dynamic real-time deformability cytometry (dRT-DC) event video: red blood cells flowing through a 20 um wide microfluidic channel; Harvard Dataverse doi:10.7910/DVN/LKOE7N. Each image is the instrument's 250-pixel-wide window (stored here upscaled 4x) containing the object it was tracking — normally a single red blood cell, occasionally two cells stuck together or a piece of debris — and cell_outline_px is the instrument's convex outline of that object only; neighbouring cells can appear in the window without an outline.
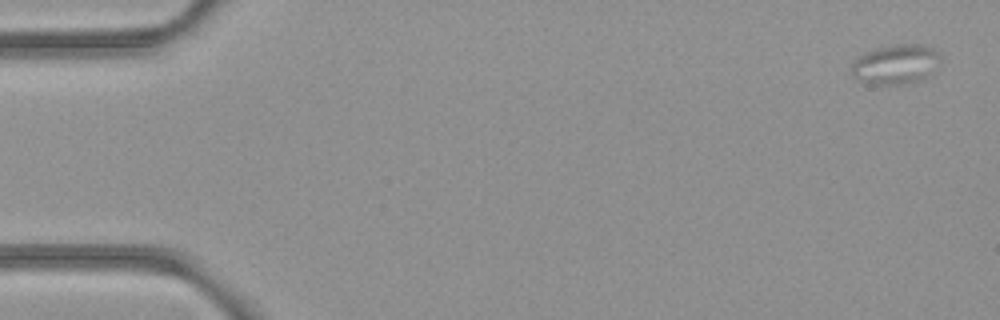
{"species": "common noctule bat (a hibernating species)", "species_latin": "Nyctalus noctula", "temperature_condition": "room temperature", "stored_images_in_passage": 6, "camera_frame_rate_fps": 3000, "um_per_image_px": 0.085, "animal": {"sex": "female", "body_mass_g": 21.9}, "frame": {"image": 1, "passage_image": 1, "time_ms": 0.0, "image_size_px": [1000, 320], "cell_outline_px": [[940, 60], [920, 80], [904, 84], [872, 84], [860, 80], [852, 76], [852, 64], [864, 52], [896, 44], [920, 44], [932, 48], [936, 52]], "centroid_in_image_um": [76.08, 5.46], "position_along_channel_um": 8.9, "area_um2": 19.83}}
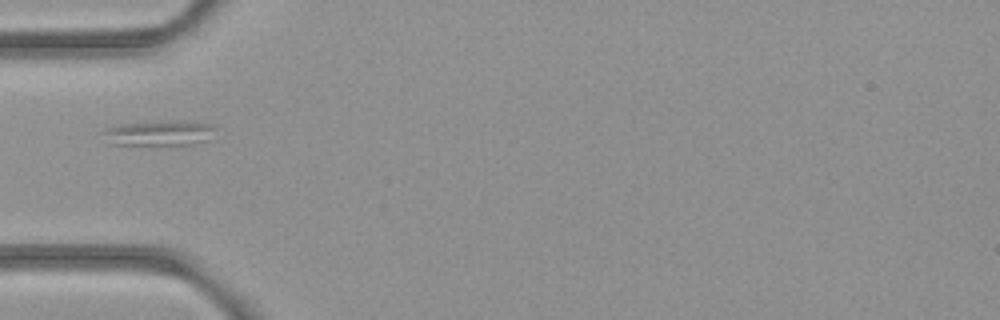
{"frame": {"image": 2, "passage_image": 5, "time_ms": 1.333, "image_size_px": [1000, 320], "cell_outline_px": [[216, 128], [208, 140], [192, 144], [108, 144], [104, 132], [108, 128], [120, 124], [172, 120], [180, 120], [216, 124]], "centroid_in_image_um": [13.62, 11.29], "position_along_channel_um": 71.4, "area_um2": 16.36}}
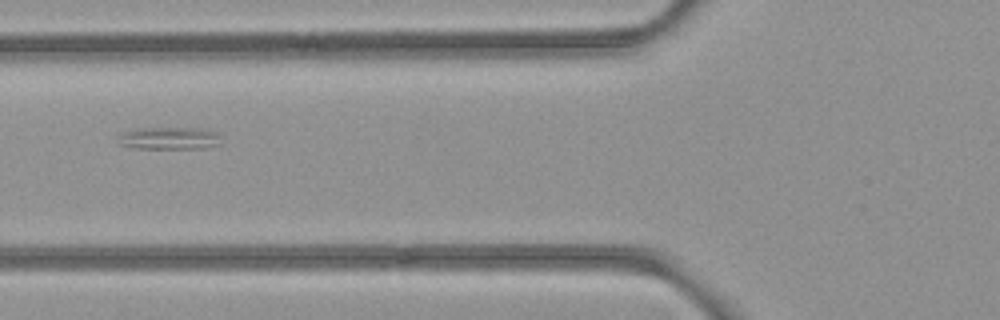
{"frame": {"image": 3, "passage_image": 6, "time_ms": 1.667, "image_size_px": [1000, 320], "cell_outline_px": [[220, 144], [200, 148], [136, 148], [116, 144], [116, 132], [136, 128], [208, 128], [216, 132], [220, 136]], "centroid_in_image_um": [14.27, 11.73], "position_along_channel_um": 111.5, "area_um2": 13.87}}